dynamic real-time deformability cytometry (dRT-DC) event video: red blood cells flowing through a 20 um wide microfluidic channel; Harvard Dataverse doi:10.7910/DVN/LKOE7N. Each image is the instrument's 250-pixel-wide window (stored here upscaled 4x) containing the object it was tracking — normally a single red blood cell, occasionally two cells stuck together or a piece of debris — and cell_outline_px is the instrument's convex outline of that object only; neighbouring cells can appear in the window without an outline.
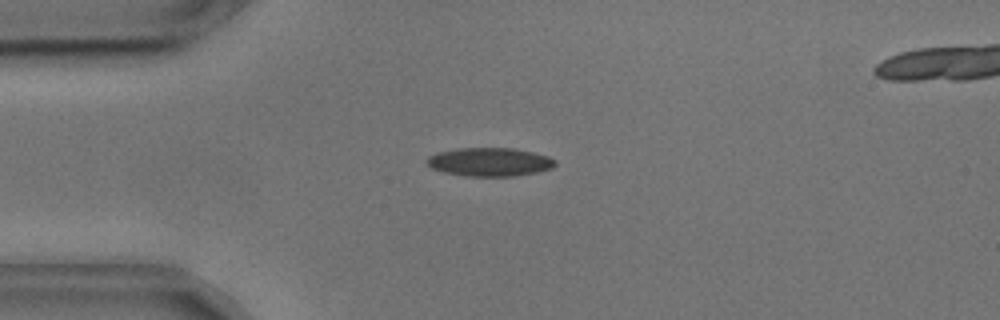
{"species": "common noctule bat (a hibernating species)", "species_latin": "Nyctalus noctula", "temperature_condition": "cold", "stored_images_in_passage": 52, "camera_frame_rate_fps": 3000, "um_per_image_px": 0.085, "animal": {"sex": "male", "body_mass_g": 17.9, "forearm_length_mm": 54.2}, "frame": {"image": 1, "passage_image": 11, "time_ms": 3.333, "image_size_px": [1000, 320], "cell_outline_px": [[556, 164], [552, 168], [536, 172], [512, 176], [464, 176], [444, 172], [432, 168], [424, 160], [428, 156], [436, 152], [460, 148], [516, 148], [548, 156], [556, 160]], "centroid_in_image_um": [41.6, 13.76], "position_along_channel_um": 43.4, "area_um2": 21.39}}
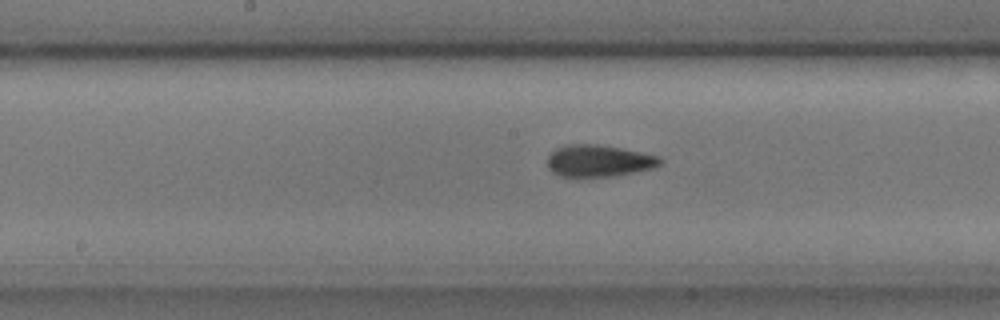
{"frame": {"image": 2, "passage_image": 25, "time_ms": 8.0, "image_size_px": [1000, 320], "cell_outline_px": [[664, 160], [660, 164], [652, 168], [612, 176], [588, 180], [560, 176], [552, 172], [548, 168], [548, 156], [556, 148], [568, 144], [596, 144], [620, 148], [660, 156]], "centroid_in_image_um": [50.85, 13.71], "position_along_channel_um": 197.3, "area_um2": 21.44}}
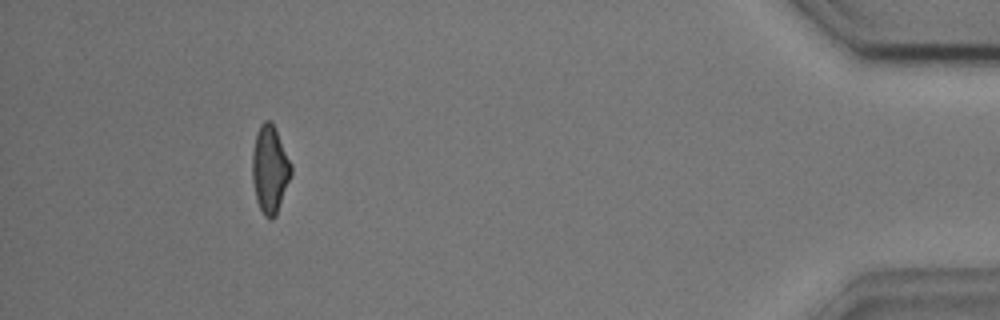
{"frame": {"image": 3, "passage_image": 48, "time_ms": 15.667, "image_size_px": [1000, 320], "cell_outline_px": [[292, 172], [276, 216], [272, 220], [268, 220], [264, 216], [256, 200], [252, 180], [252, 152], [256, 132], [260, 124], [264, 120], [272, 120], [276, 128], [292, 164]], "centroid_in_image_um": [22.93, 14.37], "position_along_channel_um": 412.3, "area_um2": 20.17}, "authors_computed_cell_mechanics": {"area_um2": 20.5479, "velocity_mm_per_s": 3.6324, "shape_relaxation_time_tau1_ms": 3.3437, "shape_relaxation_time_tau2_ms": 2.6682, "deformation_change_tau1": 0.12, "deformation_change_tau2": 0.0958}}